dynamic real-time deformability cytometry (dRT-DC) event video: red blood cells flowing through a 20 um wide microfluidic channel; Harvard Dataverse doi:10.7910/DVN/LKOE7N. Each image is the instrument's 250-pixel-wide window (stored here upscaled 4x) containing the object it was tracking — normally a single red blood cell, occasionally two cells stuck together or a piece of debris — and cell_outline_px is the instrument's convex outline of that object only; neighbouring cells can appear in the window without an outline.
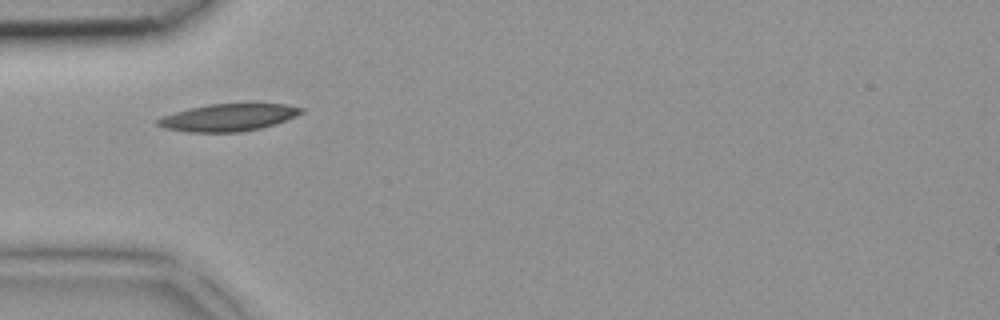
{"species": "common noctule bat (a hibernating species)", "species_latin": "Nyctalus noctula", "temperature_condition": "room temperature", "stored_images_in_passage": 6, "camera_frame_rate_fps": 3000, "um_per_image_px": 0.085, "animal": {"sex": "female", "body_mass_g": 18.4}, "frame": {"image": 1, "passage_image": 4, "time_ms": 1.0, "image_size_px": [1000, 320], "cell_outline_px": [[304, 112], [296, 116], [276, 124], [260, 128], [240, 132], [188, 132], [164, 128], [156, 124], [156, 120], [164, 116], [188, 108], [208, 104], [288, 104], [304, 108]], "centroid_in_image_um": [19.43, 9.98], "position_along_channel_um": 65.6, "area_um2": 22.77}}
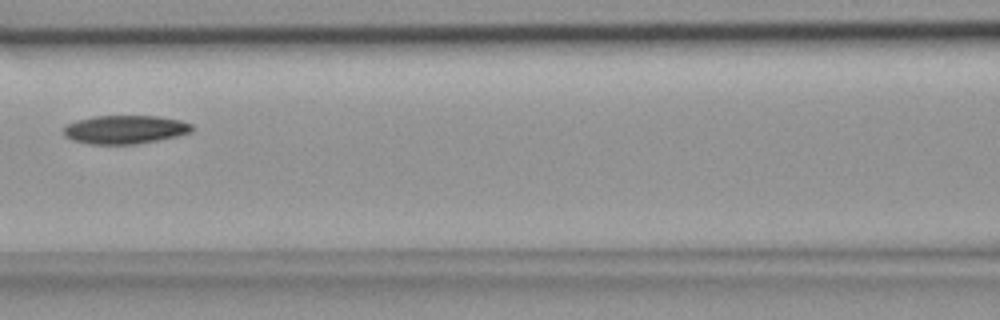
{"frame": {"image": 2, "passage_image": 6, "time_ms": 1.667, "image_size_px": [1000, 320], "cell_outline_px": [[196, 128], [192, 132], [176, 136], [136, 144], [88, 144], [72, 140], [64, 136], [64, 128], [68, 124], [80, 120], [96, 116], [156, 116], [180, 120], [192, 124]], "centroid_in_image_um": [10.66, 11.01], "position_along_channel_um": 155.9, "area_um2": 21.21}}